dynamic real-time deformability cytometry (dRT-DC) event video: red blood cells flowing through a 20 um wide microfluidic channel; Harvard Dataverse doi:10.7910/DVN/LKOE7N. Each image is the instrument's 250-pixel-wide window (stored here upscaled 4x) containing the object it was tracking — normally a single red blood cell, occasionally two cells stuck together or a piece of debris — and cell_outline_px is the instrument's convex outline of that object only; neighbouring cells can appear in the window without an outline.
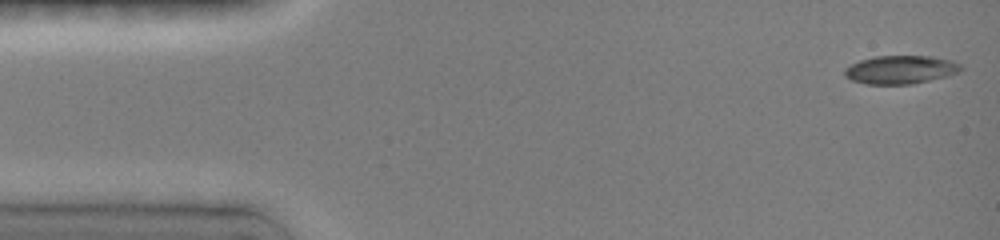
{"species": "common noctule bat (a hibernating species)", "species_latin": "Nyctalus noctula", "temperature_condition": "room temperature", "stored_images_in_passage": 8, "camera_frame_rate_fps": 3000, "um_per_image_px": 0.085, "animal": {"sex": "female", "body_mass_g": 19.0, "forearm_length_mm": 51.5}, "frame": {"image": 1, "passage_image": 1, "time_ms": 0.0, "image_size_px": [1000, 240], "cell_outline_px": [[964, 68], [956, 72], [944, 76], [912, 84], [868, 84], [852, 80], [844, 76], [844, 68], [860, 60], [872, 56], [932, 56], [952, 60], [960, 64]], "centroid_in_image_um": [76.51, 5.91], "position_along_channel_um": 8.5, "area_um2": 19.07}}
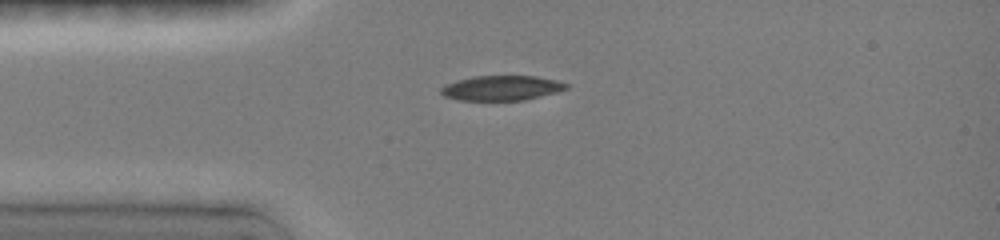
{"frame": {"image": 2, "passage_image": 5, "time_ms": 3.333, "image_size_px": [1000, 240], "cell_outline_px": [[568, 88], [556, 92], [524, 100], [460, 100], [444, 96], [440, 92], [440, 88], [448, 84], [460, 80], [476, 76], [536, 76], [556, 80], [568, 84]], "centroid_in_image_um": [42.65, 7.48], "position_along_channel_um": 42.3, "area_um2": 17.86}}
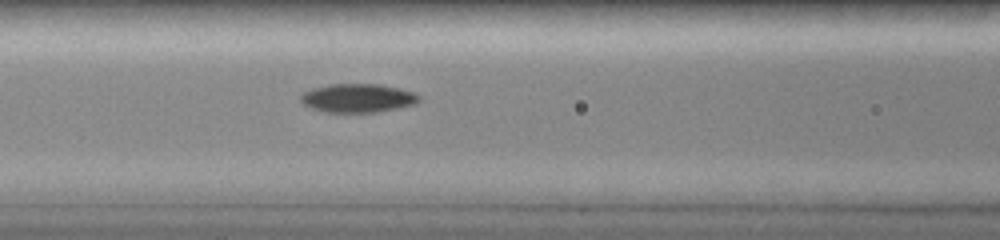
{"frame": {"image": 3, "passage_image": 8, "time_ms": 6.0, "image_size_px": [1000, 240], "cell_outline_px": [[420, 100], [416, 104], [380, 112], [328, 112], [312, 108], [304, 104], [300, 100], [300, 96], [304, 92], [312, 88], [332, 84], [376, 84], [396, 88], [412, 92], [420, 96]], "centroid_in_image_um": [30.41, 8.34], "position_along_channel_um": 136.2, "area_um2": 19.59}}